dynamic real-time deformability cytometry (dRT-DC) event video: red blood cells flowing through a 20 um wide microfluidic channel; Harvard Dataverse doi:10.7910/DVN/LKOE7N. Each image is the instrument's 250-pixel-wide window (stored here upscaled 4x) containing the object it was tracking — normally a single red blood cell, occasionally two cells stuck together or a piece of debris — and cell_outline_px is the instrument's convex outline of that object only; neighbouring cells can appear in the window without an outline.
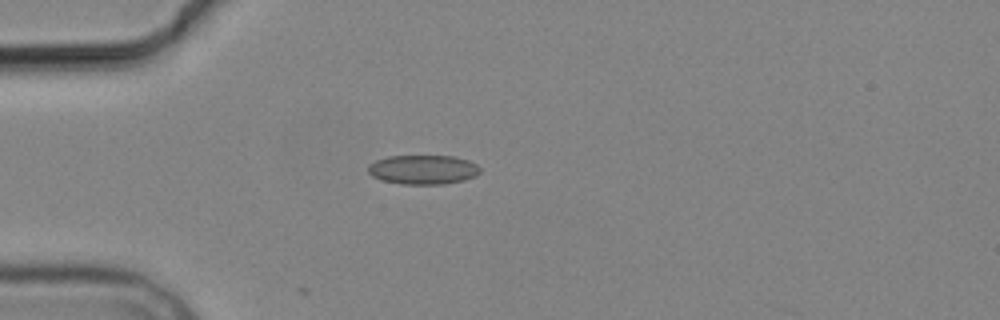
{"species": "common noctule bat (a hibernating species)", "species_latin": "Nyctalus noctula", "temperature_condition": "cold", "stored_images_in_passage": 7, "camera_frame_rate_fps": 3000, "um_per_image_px": 0.085, "animal": {"sex": "male", "body_mass_g": 19.2, "forearm_length_mm": 51.8}, "frame": {"image": 1, "passage_image": 4, "time_ms": 4.333, "image_size_px": [1000, 320], "cell_outline_px": [[480, 172], [476, 176], [464, 180], [444, 184], [400, 184], [384, 180], [372, 176], [368, 172], [368, 164], [376, 160], [388, 156], [456, 156], [468, 160], [476, 164], [480, 168]], "centroid_in_image_um": [35.97, 14.41], "position_along_channel_um": 49.0, "area_um2": 19.19}}
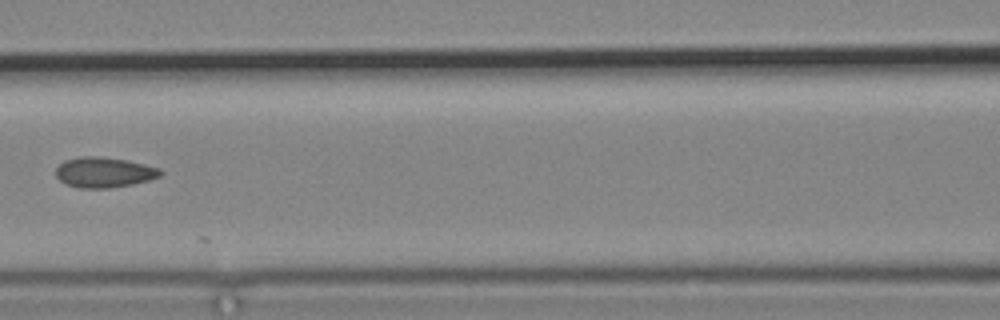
{"frame": {"image": 2, "passage_image": 7, "time_ms": 7.667, "image_size_px": [1000, 320], "cell_outline_px": [[164, 172], [160, 176], [148, 180], [132, 184], [108, 188], [80, 188], [64, 184], [56, 176], [56, 168], [64, 160], [80, 156], [100, 156], [128, 160], [160, 168]], "centroid_in_image_um": [8.84, 14.64], "position_along_channel_um": 157.8, "area_um2": 18.61}}